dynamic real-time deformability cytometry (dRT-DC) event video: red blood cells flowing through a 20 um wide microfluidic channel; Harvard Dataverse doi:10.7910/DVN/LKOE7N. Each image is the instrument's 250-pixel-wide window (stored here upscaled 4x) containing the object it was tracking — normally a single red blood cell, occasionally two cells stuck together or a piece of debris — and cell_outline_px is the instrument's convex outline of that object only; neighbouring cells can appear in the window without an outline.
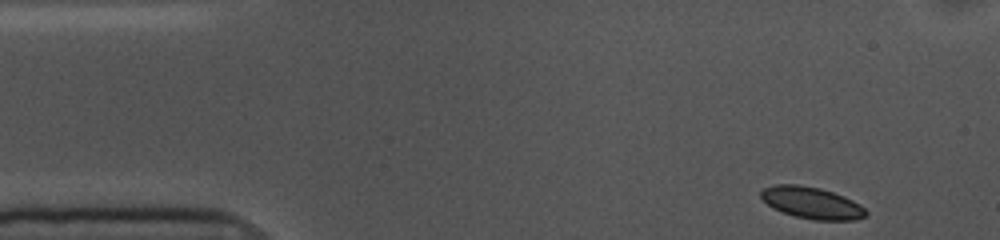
{"species": "common noctule bat (a hibernating species)", "species_latin": "Nyctalus noctula", "temperature_condition": "cold", "stored_images_in_passage": 51, "camera_frame_rate_fps": 3000, "um_per_image_px": 0.085, "animal": {"sex": "female", "body_mass_g": 10.0, "forearm_length_mm": 53.1}, "frame": {"image": 1, "passage_image": 1, "time_ms": 0.0, "image_size_px": [1000, 240], "cell_outline_px": [[868, 216], [856, 220], [812, 220], [796, 216], [772, 208], [760, 196], [760, 192], [764, 188], [776, 184], [796, 184], [820, 188], [844, 196], [860, 204], [868, 212]], "centroid_in_image_um": [69.03, 17.25], "position_along_channel_um": 16.0, "area_um2": 19.42}}
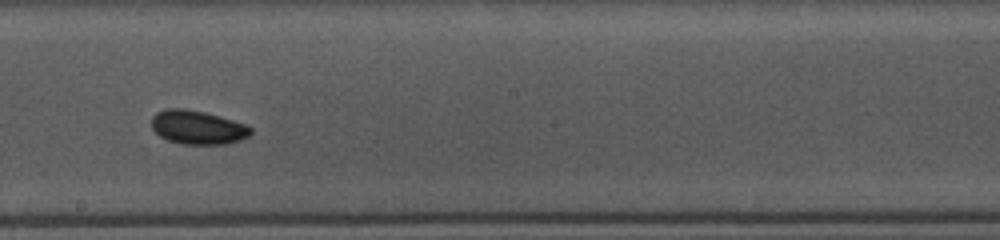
{"frame": {"image": 2, "passage_image": 26, "time_ms": 8.333, "image_size_px": [1000, 240], "cell_outline_px": [[252, 132], [248, 136], [240, 140], [224, 144], [180, 144], [168, 140], [160, 136], [152, 128], [152, 116], [156, 112], [164, 108], [184, 108], [204, 112], [220, 116], [248, 124], [252, 128]], "centroid_in_image_um": [16.8, 10.81], "position_along_channel_um": 231.4, "area_um2": 19.71}}
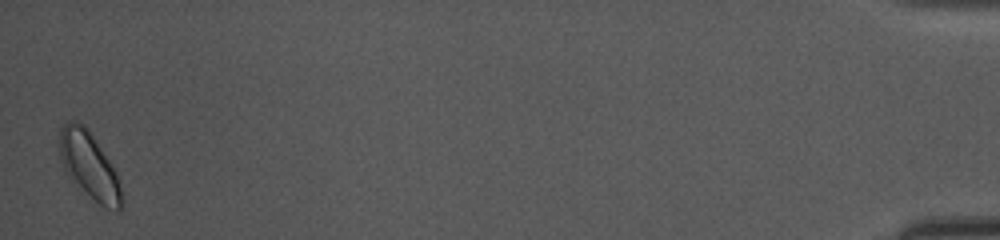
{"frame": {"image": 3, "passage_image": 51, "time_ms": 16.667, "image_size_px": [1000, 240], "cell_outline_px": [[124, 204], [120, 212], [116, 212], [104, 208], [68, 176], [64, 168], [60, 156], [60, 128], [68, 120], [76, 120], [84, 124], [88, 128], [116, 172]], "centroid_in_image_um": [7.61, 14.07], "position_along_channel_um": 427.6, "area_um2": 23.93}, "authors_computed_cell_mechanics": {"area_um2": 19.3052, "velocity_mm_per_s": 3.5325, "shape_relaxation_time_tau1_ms": 1.2867, "shape_relaxation_time_tau2_ms": 4.1998, "deformation_change_tau1": 0.0449, "deformation_change_tau2": 0.0404}}